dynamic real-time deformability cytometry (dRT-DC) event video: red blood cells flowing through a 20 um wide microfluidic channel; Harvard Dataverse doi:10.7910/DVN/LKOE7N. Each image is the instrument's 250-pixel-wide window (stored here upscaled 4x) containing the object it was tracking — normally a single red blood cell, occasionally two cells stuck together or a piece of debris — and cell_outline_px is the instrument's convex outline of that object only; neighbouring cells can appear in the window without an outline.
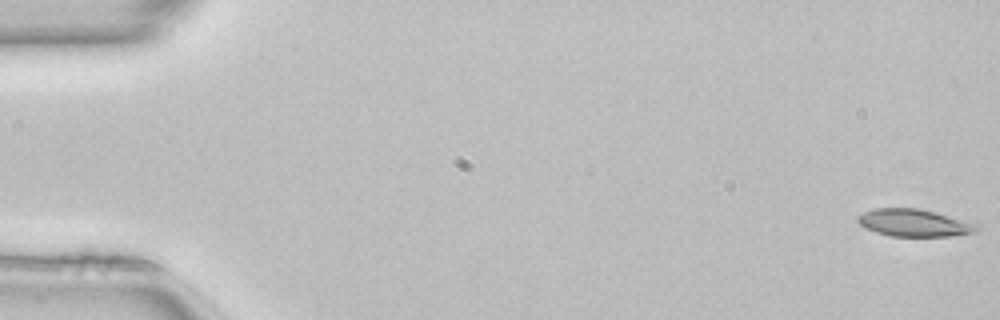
{"species": "common noctule bat (a hibernating species)", "species_latin": "Nyctalus noctula", "temperature_condition": "room temperature", "stored_images_in_passage": 51, "camera_frame_rate_fps": 3000, "um_per_image_px": 0.085, "animal": {"sex": "female", "body_mass_g": 22.7, "forearm_length_mm": 54.2}, "frame": {"image": 1, "passage_image": 1, "time_ms": 0.0, "image_size_px": [1000, 320], "cell_outline_px": [[980, 228], [972, 232], [948, 236], [892, 236], [876, 232], [864, 228], [856, 220], [856, 216], [872, 208], [920, 208], [936, 212], [980, 224]], "centroid_in_image_um": [77.67, 18.93], "position_along_channel_um": 7.3, "area_um2": 19.07}}
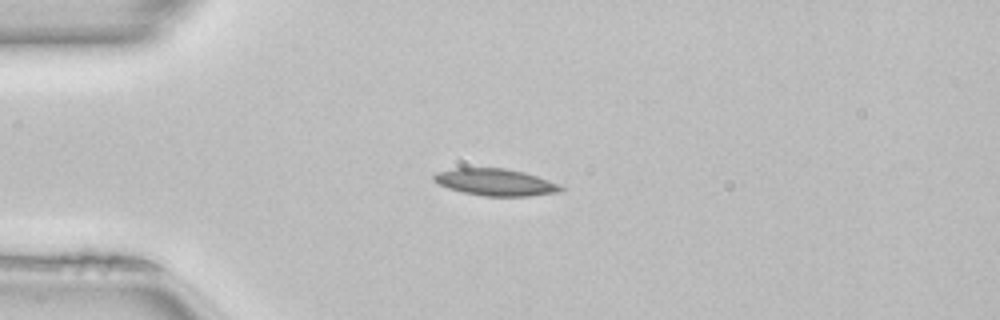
{"frame": {"image": 2, "passage_image": 13, "time_ms": 4.0, "image_size_px": [1000, 320], "cell_outline_px": [[564, 188], [560, 192], [528, 196], [484, 196], [464, 192], [448, 188], [432, 180], [432, 176], [436, 172], [452, 168], [504, 168], [524, 172], [560, 184]], "centroid_in_image_um": [42.1, 15.48], "position_along_channel_um": 42.9, "area_um2": 19.88}}
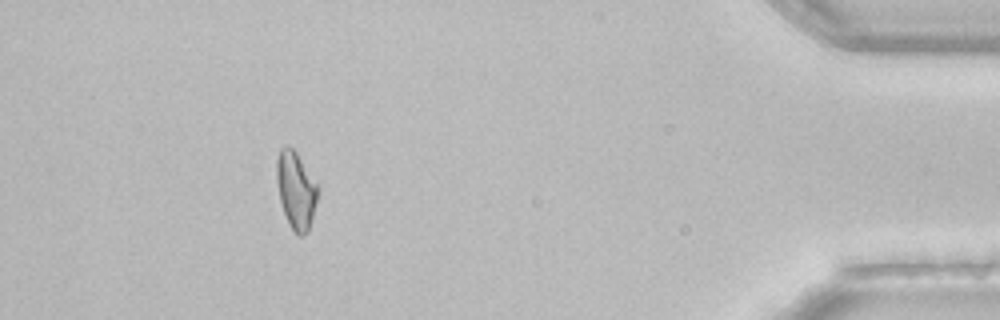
{"frame": {"image": 3, "passage_image": 46, "time_ms": 15.0, "image_size_px": [1000, 320], "cell_outline_px": [[320, 188], [308, 232], [304, 236], [296, 236], [288, 224], [280, 200], [276, 180], [276, 160], [280, 148], [292, 148], [296, 152]], "centroid_in_image_um": [25.16, 16.21], "position_along_channel_um": 410.0, "area_um2": 18.55}, "authors_computed_cell_mechanics": {"area_um2": 18.785, "velocity_mm_per_s": 4.0913, "shape_relaxation_time_tau1_ms": 4.8431, "shape_relaxation_time_tau2_ms": 9.1044, "deformation_change_tau1": 0.1394, "deformation_change_tau2": 0.1749}}